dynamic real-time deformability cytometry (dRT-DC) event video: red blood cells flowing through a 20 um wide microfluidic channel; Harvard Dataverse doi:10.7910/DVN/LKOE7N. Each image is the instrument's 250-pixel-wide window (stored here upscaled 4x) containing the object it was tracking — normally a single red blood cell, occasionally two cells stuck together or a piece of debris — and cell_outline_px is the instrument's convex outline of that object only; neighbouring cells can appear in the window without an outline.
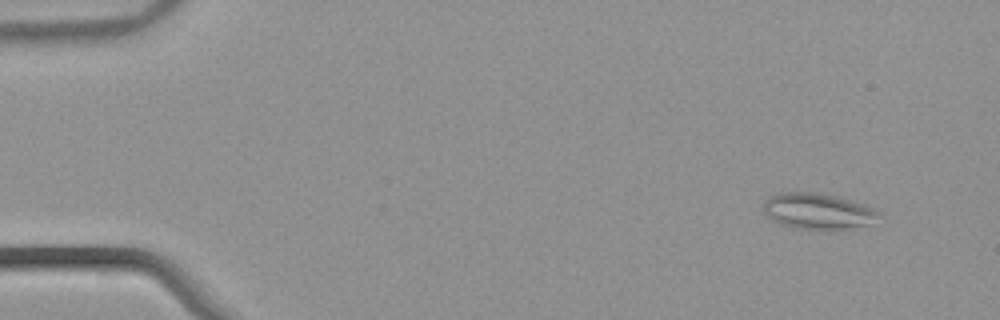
{"species": "common noctule bat (a hibernating species)", "species_latin": "Nyctalus noctula", "temperature_condition": "warm", "stored_images_in_passage": 54, "camera_frame_rate_fps": 3000, "um_per_image_px": 0.085, "animal": {"sex": "male", "body_mass_g": 21.5, "forearm_length_mm": 52.0}, "frame": {"image": 1, "passage_image": 5, "time_ms": 1.333, "image_size_px": [1000, 320], "cell_outline_px": [[880, 216], [872, 224], [844, 228], [800, 228], [780, 224], [772, 220], [764, 212], [764, 200], [768, 196], [776, 192], [816, 192], [864, 204], [880, 212]], "centroid_in_image_um": [69.48, 17.92], "position_along_channel_um": 15.5, "area_um2": 23.76}}
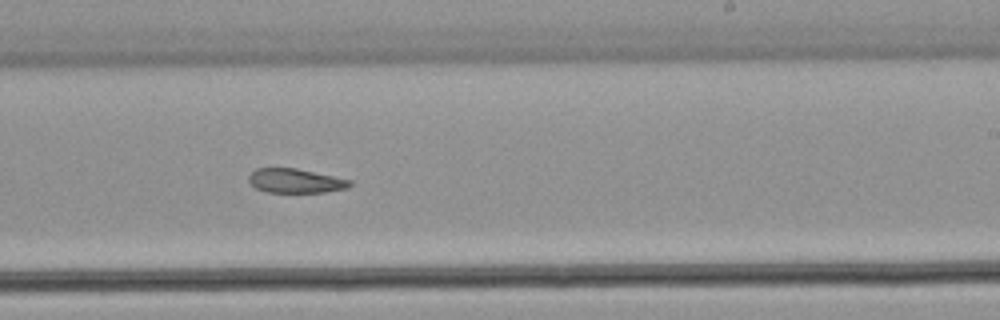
{"frame": {"image": 2, "passage_image": 34, "time_ms": 11.0, "image_size_px": [1000, 320], "cell_outline_px": [[352, 184], [348, 188], [324, 192], [264, 192], [256, 188], [248, 180], [248, 176], [256, 168], [296, 168], [352, 180]], "centroid_in_image_um": [25.11, 15.37], "position_along_channel_um": 263.9, "area_um2": 14.28}}
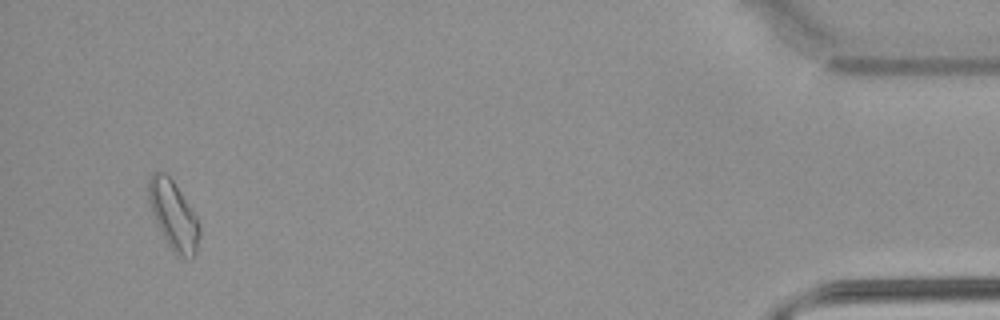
{"frame": {"image": 3, "passage_image": 52, "time_ms": 17.0, "image_size_px": [1000, 320], "cell_outline_px": [[200, 236], [196, 252], [192, 256], [180, 256], [168, 244], [152, 212], [148, 200], [148, 180], [152, 172], [164, 172], [172, 180], [196, 216], [200, 224]], "centroid_in_image_um": [14.74, 18.26], "position_along_channel_um": 420.5, "area_um2": 19.71}, "authors_computed_cell_mechanics": {"area_um2": 17.2822, "velocity_mm_per_s": 3.8685, "shape_relaxation_time_tau1_ms": null, "shape_relaxation_time_tau2_ms": 10.7139, "deformation_change_tau1": null, "deformation_change_tau2": 0.2071}}